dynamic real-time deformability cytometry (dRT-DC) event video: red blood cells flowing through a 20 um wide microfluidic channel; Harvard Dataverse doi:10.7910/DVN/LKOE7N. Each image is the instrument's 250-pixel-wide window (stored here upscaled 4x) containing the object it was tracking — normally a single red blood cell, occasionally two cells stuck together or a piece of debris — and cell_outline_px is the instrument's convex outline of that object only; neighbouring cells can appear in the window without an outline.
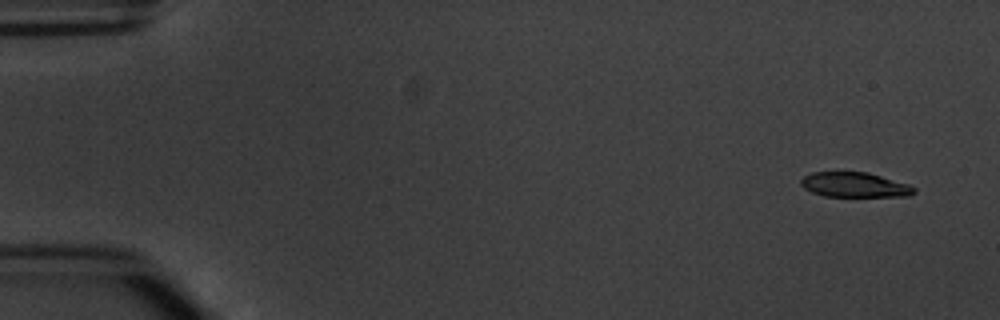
{"species": "common noctule bat (a hibernating species)", "species_latin": "Nyctalus noctula", "temperature_condition": "warm", "stored_images_in_passage": 6, "camera_frame_rate_fps": 3000, "um_per_image_px": 0.085, "animal": {"sex": "male", "body_mass_g": 20.1, "forearm_length_mm": 53.5}, "frame": {"image": 1, "passage_image": 1, "time_ms": 0.0, "image_size_px": [1000, 320], "cell_outline_px": [[916, 192], [912, 196], [824, 196], [812, 192], [804, 188], [800, 184], [800, 180], [804, 176], [812, 172], [868, 172], [908, 184], [916, 188]], "centroid_in_image_um": [72.65, 15.71], "position_along_channel_um": 12.3, "area_um2": 16.42}}
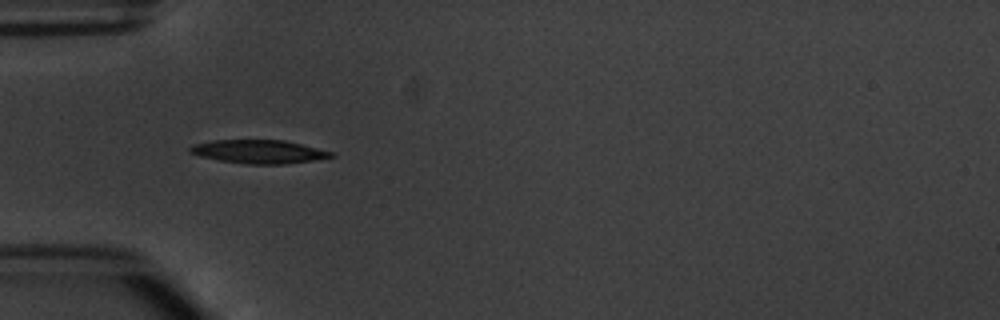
{"frame": {"image": 2, "passage_image": 5, "time_ms": 4.667, "image_size_px": [1000, 320], "cell_outline_px": [[336, 156], [312, 160], [284, 164], [248, 164], [220, 160], [200, 156], [188, 152], [188, 148], [192, 144], [212, 140], [284, 140], [332, 152]], "centroid_in_image_um": [21.94, 12.88], "position_along_channel_um": 63.1, "area_um2": 19.13}}